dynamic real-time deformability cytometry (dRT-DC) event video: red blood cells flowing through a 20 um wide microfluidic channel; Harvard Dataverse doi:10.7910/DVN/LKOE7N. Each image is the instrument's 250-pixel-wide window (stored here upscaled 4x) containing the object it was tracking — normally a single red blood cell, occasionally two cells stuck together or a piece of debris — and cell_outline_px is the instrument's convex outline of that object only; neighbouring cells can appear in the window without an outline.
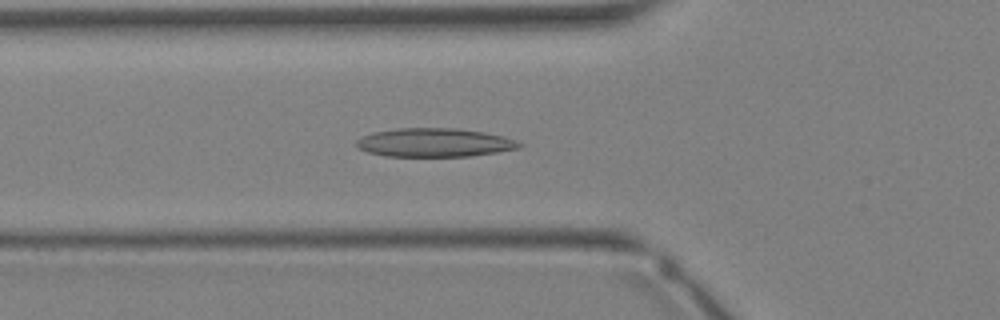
{"species": "Egyptian fruit bat (a non-hibernating species)", "species_latin": "Rousettus aegyptiacus", "temperature_condition": "warm", "stored_images_in_passage": 34, "camera_frame_rate_fps": 3000, "um_per_image_px": 0.085, "animal": {"sex": "female"}, "frame": {"image": 1, "passage_image": 12, "time_ms": 3.667, "image_size_px": [1000, 320], "cell_outline_px": [[524, 144], [520, 148], [496, 152], [468, 156], [388, 156], [368, 152], [360, 148], [356, 144], [356, 140], [360, 136], [372, 132], [396, 128], [456, 128], [484, 132], [504, 136], [516, 140]], "centroid_in_image_um": [36.93, 12.11], "position_along_channel_um": 88.9, "area_um2": 27.22}}
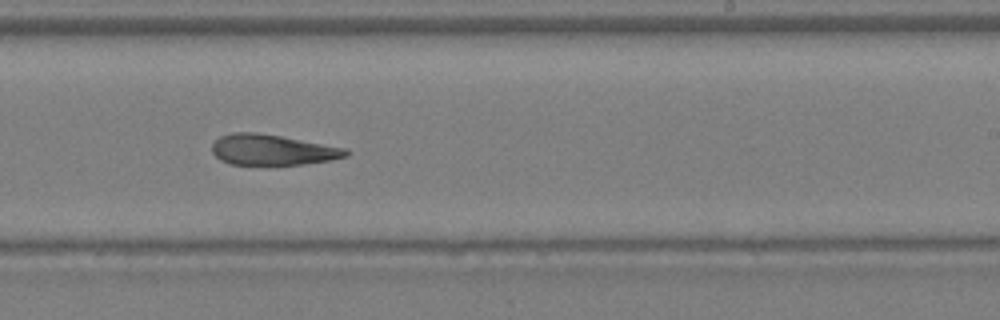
{"frame": {"image": 2, "passage_image": 21, "time_ms": 6.667, "image_size_px": [1000, 320], "cell_outline_px": [[352, 152], [348, 156], [332, 160], [300, 164], [232, 164], [220, 160], [212, 152], [212, 144], [220, 136], [232, 132], [256, 132], [280, 136], [348, 148]], "centroid_in_image_um": [23.19, 12.73], "position_along_channel_um": 265.8, "area_um2": 23.87}}
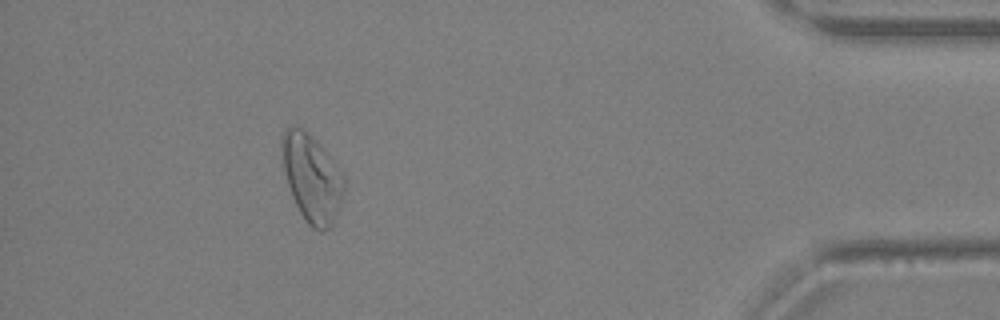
{"frame": {"image": 3, "passage_image": 31, "time_ms": 10.0, "image_size_px": [1000, 320], "cell_outline_px": [[344, 192], [340, 208], [332, 224], [328, 228], [320, 232], [312, 228], [308, 224], [300, 212], [292, 196], [288, 184], [284, 168], [280, 148], [280, 140], [284, 128], [296, 124], [312, 136], [320, 144], [344, 176]], "centroid_in_image_um": [26.49, 15.11], "position_along_channel_um": 408.7, "area_um2": 31.79}}